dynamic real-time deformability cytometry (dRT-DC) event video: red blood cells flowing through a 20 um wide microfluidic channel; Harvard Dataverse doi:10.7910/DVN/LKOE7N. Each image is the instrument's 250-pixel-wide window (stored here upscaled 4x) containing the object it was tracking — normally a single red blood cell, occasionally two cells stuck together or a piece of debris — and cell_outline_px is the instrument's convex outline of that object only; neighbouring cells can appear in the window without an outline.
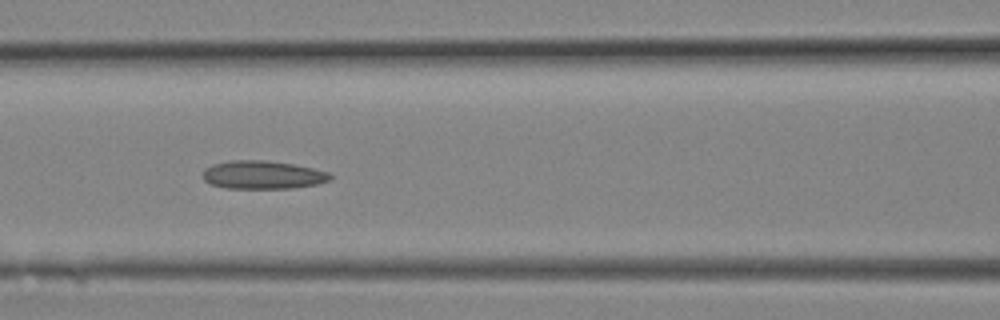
{"species": "Egyptian fruit bat (a non-hibernating species)", "species_latin": "Rousettus aegyptiacus", "temperature_condition": "room temperature", "stored_images_in_passage": 10, "camera_frame_rate_fps": 3000, "um_per_image_px": 0.085, "animal": {"sex": "female"}, "frame": {"image": 1, "passage_image": 9, "time_ms": 2.667, "image_size_px": [1000, 320], "cell_outline_px": [[332, 180], [316, 184], [292, 188], [224, 188], [212, 184], [204, 180], [204, 168], [212, 164], [232, 160], [268, 160], [292, 164], [312, 168], [328, 172], [332, 176]], "centroid_in_image_um": [22.33, 14.86], "position_along_channel_um": 144.3, "area_um2": 20.92}}
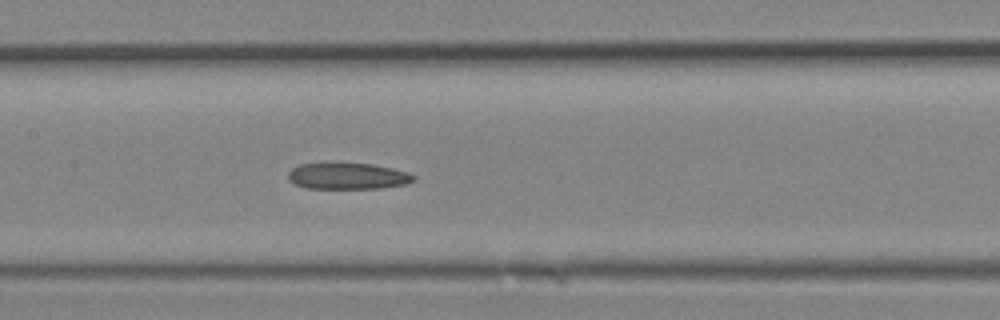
{"frame": {"image": 2, "passage_image": 10, "time_ms": 3.0, "image_size_px": [1000, 320], "cell_outline_px": [[416, 180], [404, 184], [380, 188], [308, 188], [296, 184], [288, 180], [288, 172], [292, 168], [300, 164], [320, 160], [324, 160], [372, 164], [392, 168], [408, 172], [416, 176]], "centroid_in_image_um": [29.5, 14.91], "position_along_channel_um": 177.9, "area_um2": 20.06}}